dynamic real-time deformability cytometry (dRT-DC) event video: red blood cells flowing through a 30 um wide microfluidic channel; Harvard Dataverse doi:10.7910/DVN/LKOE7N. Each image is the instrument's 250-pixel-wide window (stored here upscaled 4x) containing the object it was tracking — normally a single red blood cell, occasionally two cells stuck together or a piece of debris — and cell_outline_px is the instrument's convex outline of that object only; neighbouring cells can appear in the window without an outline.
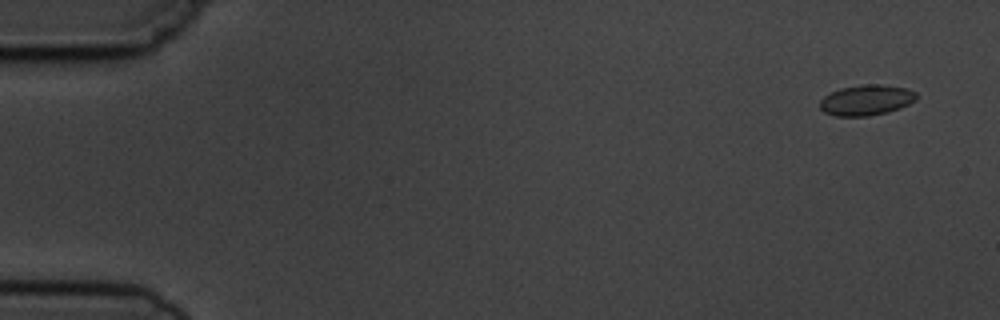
{"species": "common noctule bat (a hibernating species)", "species_latin": "Nyctalus noctula", "temperature_condition": "cold", "stored_images_in_passage": 6, "camera_frame_rate_fps": 3000, "um_per_image_px": 0.085, "animal": {"sex": "male", "body_mass_g": 19.5, "forearm_length_mm": 54.6}, "frame": {"image": 1, "passage_image": 1, "time_ms": 0.0, "image_size_px": [1000, 320], "cell_outline_px": [[916, 100], [900, 108], [888, 112], [868, 116], [836, 116], [824, 112], [820, 108], [820, 100], [824, 96], [840, 88], [864, 84], [880, 84], [908, 88], [916, 92]], "centroid_in_image_um": [73.65, 8.5], "position_along_channel_um": 11.4, "area_um2": 17.22}}
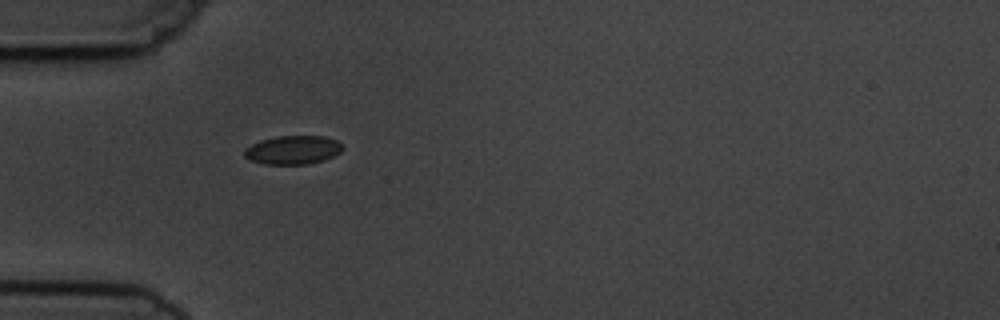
{"frame": {"image": 2, "passage_image": 5, "time_ms": 4.667, "image_size_px": [1000, 320], "cell_outline_px": [[344, 148], [340, 152], [324, 160], [308, 164], [264, 164], [252, 160], [244, 156], [244, 148], [260, 140], [276, 136], [324, 136], [336, 140]], "centroid_in_image_um": [24.88, 12.74], "position_along_channel_um": 60.1, "area_um2": 16.36}}
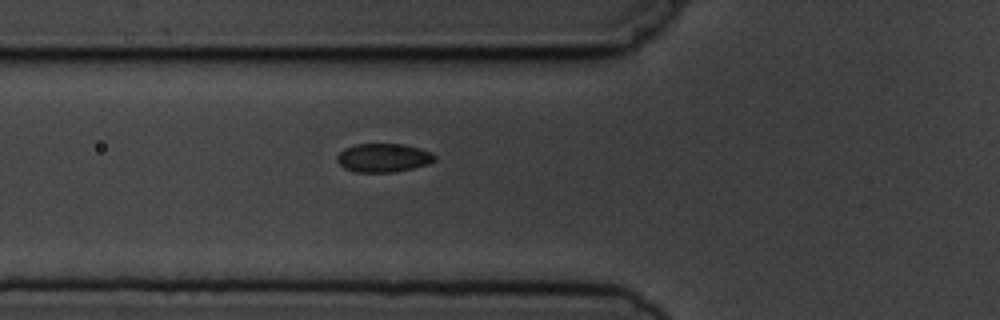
{"frame": {"image": 3, "passage_image": 6, "time_ms": 5.667, "image_size_px": [1000, 320], "cell_outline_px": [[436, 160], [428, 164], [412, 168], [392, 172], [356, 172], [344, 168], [336, 160], [336, 156], [344, 148], [356, 144], [404, 144], [420, 148], [432, 152], [436, 156]], "centroid_in_image_um": [32.59, 13.4], "position_along_channel_um": 93.2, "area_um2": 16.36}}